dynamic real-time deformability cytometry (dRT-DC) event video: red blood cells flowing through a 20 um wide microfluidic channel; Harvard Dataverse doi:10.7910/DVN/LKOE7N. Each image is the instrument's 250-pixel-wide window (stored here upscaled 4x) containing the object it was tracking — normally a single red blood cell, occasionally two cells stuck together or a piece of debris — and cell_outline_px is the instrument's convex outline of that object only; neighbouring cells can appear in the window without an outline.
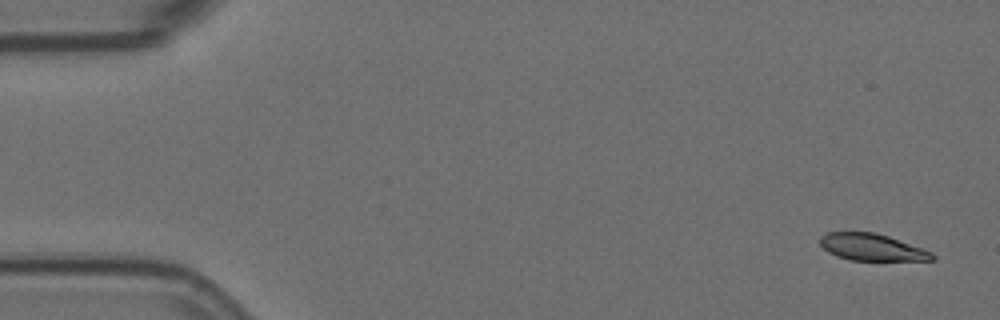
{"species": "Egyptian fruit bat (a non-hibernating species)", "species_latin": "Rousettus aegyptiacus", "temperature_condition": "room temperature", "stored_images_in_passage": 5, "camera_frame_rate_fps": 3000, "um_per_image_px": 0.085, "animal": {"sex": "female"}, "frame": {"image": 1, "passage_image": 1, "time_ms": 0.0, "image_size_px": [1000, 320], "cell_outline_px": [[936, 260], [852, 260], [836, 256], [828, 252], [820, 244], [820, 236], [828, 232], [872, 232], [888, 236], [932, 252], [936, 256]], "centroid_in_image_um": [74.1, 21.01], "position_along_channel_um": 10.9, "area_um2": 17.4}}
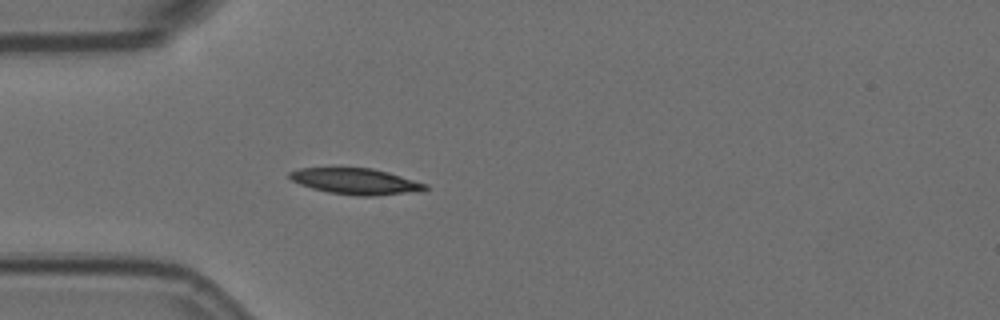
{"frame": {"image": 2, "passage_image": 5, "time_ms": 1.333, "image_size_px": [1000, 320], "cell_outline_px": [[428, 188], [424, 192], [372, 196], [356, 196], [328, 192], [312, 188], [300, 184], [292, 180], [288, 176], [288, 172], [300, 168], [372, 168], [388, 172], [428, 184]], "centroid_in_image_um": [30.3, 15.43], "position_along_channel_um": 54.7, "area_um2": 20.81}}